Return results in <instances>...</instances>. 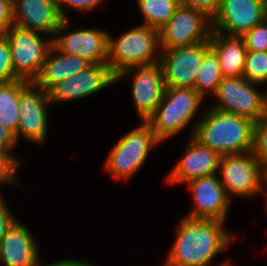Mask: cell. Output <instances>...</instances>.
Here are the masks:
<instances>
[{"mask_svg":"<svg viewBox=\"0 0 267 266\" xmlns=\"http://www.w3.org/2000/svg\"><path fill=\"white\" fill-rule=\"evenodd\" d=\"M224 225V221L183 216L163 266H210L236 240V234L228 232Z\"/></svg>","mask_w":267,"mask_h":266,"instance_id":"cell-1","label":"cell"},{"mask_svg":"<svg viewBox=\"0 0 267 266\" xmlns=\"http://www.w3.org/2000/svg\"><path fill=\"white\" fill-rule=\"evenodd\" d=\"M202 111L189 137L220 156L251 152L253 120L209 106Z\"/></svg>","mask_w":267,"mask_h":266,"instance_id":"cell-2","label":"cell"},{"mask_svg":"<svg viewBox=\"0 0 267 266\" xmlns=\"http://www.w3.org/2000/svg\"><path fill=\"white\" fill-rule=\"evenodd\" d=\"M160 52L159 30L141 24L117 38L109 34L107 64L116 77L128 68L159 62Z\"/></svg>","mask_w":267,"mask_h":266,"instance_id":"cell-3","label":"cell"},{"mask_svg":"<svg viewBox=\"0 0 267 266\" xmlns=\"http://www.w3.org/2000/svg\"><path fill=\"white\" fill-rule=\"evenodd\" d=\"M203 101L194 88L166 87L162 101L146 122L162 143L187 128Z\"/></svg>","mask_w":267,"mask_h":266,"instance_id":"cell-4","label":"cell"},{"mask_svg":"<svg viewBox=\"0 0 267 266\" xmlns=\"http://www.w3.org/2000/svg\"><path fill=\"white\" fill-rule=\"evenodd\" d=\"M157 144L161 142L151 126L146 121H141L113 146L104 163V170L111 173L114 179L128 180L138 172Z\"/></svg>","mask_w":267,"mask_h":266,"instance_id":"cell-5","label":"cell"},{"mask_svg":"<svg viewBox=\"0 0 267 266\" xmlns=\"http://www.w3.org/2000/svg\"><path fill=\"white\" fill-rule=\"evenodd\" d=\"M11 49L15 75L20 80L34 82L53 46V38L45 40L43 33L12 25L5 33Z\"/></svg>","mask_w":267,"mask_h":266,"instance_id":"cell-6","label":"cell"},{"mask_svg":"<svg viewBox=\"0 0 267 266\" xmlns=\"http://www.w3.org/2000/svg\"><path fill=\"white\" fill-rule=\"evenodd\" d=\"M256 86L243 76L223 77L213 94L218 102L209 107L259 121L267 112V89L263 93Z\"/></svg>","mask_w":267,"mask_h":266,"instance_id":"cell-7","label":"cell"},{"mask_svg":"<svg viewBox=\"0 0 267 266\" xmlns=\"http://www.w3.org/2000/svg\"><path fill=\"white\" fill-rule=\"evenodd\" d=\"M212 19L203 11L179 5L159 30L160 49L191 46L210 39Z\"/></svg>","mask_w":267,"mask_h":266,"instance_id":"cell-8","label":"cell"},{"mask_svg":"<svg viewBox=\"0 0 267 266\" xmlns=\"http://www.w3.org/2000/svg\"><path fill=\"white\" fill-rule=\"evenodd\" d=\"M218 174L231 199L262 195L261 164L251 152L221 156Z\"/></svg>","mask_w":267,"mask_h":266,"instance_id":"cell-9","label":"cell"},{"mask_svg":"<svg viewBox=\"0 0 267 266\" xmlns=\"http://www.w3.org/2000/svg\"><path fill=\"white\" fill-rule=\"evenodd\" d=\"M69 20L63 19L60 22L53 38V44L61 52L78 55L91 64L108 63L110 32L96 28L72 30L73 25Z\"/></svg>","mask_w":267,"mask_h":266,"instance_id":"cell-10","label":"cell"},{"mask_svg":"<svg viewBox=\"0 0 267 266\" xmlns=\"http://www.w3.org/2000/svg\"><path fill=\"white\" fill-rule=\"evenodd\" d=\"M210 50V39L191 46L161 50L159 63L165 86L194 88L203 58Z\"/></svg>","mask_w":267,"mask_h":266,"instance_id":"cell-11","label":"cell"},{"mask_svg":"<svg viewBox=\"0 0 267 266\" xmlns=\"http://www.w3.org/2000/svg\"><path fill=\"white\" fill-rule=\"evenodd\" d=\"M51 105L48 91L30 82L19 94V124L15 138L44 144L48 131V108Z\"/></svg>","mask_w":267,"mask_h":266,"instance_id":"cell-12","label":"cell"},{"mask_svg":"<svg viewBox=\"0 0 267 266\" xmlns=\"http://www.w3.org/2000/svg\"><path fill=\"white\" fill-rule=\"evenodd\" d=\"M131 75V94L135 110L141 121H146L160 104L165 91L162 67L159 62L123 70L115 83Z\"/></svg>","mask_w":267,"mask_h":266,"instance_id":"cell-13","label":"cell"},{"mask_svg":"<svg viewBox=\"0 0 267 266\" xmlns=\"http://www.w3.org/2000/svg\"><path fill=\"white\" fill-rule=\"evenodd\" d=\"M267 18V0H221L212 19L215 32L242 37Z\"/></svg>","mask_w":267,"mask_h":266,"instance_id":"cell-14","label":"cell"},{"mask_svg":"<svg viewBox=\"0 0 267 266\" xmlns=\"http://www.w3.org/2000/svg\"><path fill=\"white\" fill-rule=\"evenodd\" d=\"M218 176L217 173L186 183L193 196V207L184 217L226 222L232 199L228 196Z\"/></svg>","mask_w":267,"mask_h":266,"instance_id":"cell-15","label":"cell"},{"mask_svg":"<svg viewBox=\"0 0 267 266\" xmlns=\"http://www.w3.org/2000/svg\"><path fill=\"white\" fill-rule=\"evenodd\" d=\"M113 84H116L115 76L107 63L92 64L85 71L53 85L48 90L50 103L52 106L63 101L87 98Z\"/></svg>","mask_w":267,"mask_h":266,"instance_id":"cell-16","label":"cell"},{"mask_svg":"<svg viewBox=\"0 0 267 266\" xmlns=\"http://www.w3.org/2000/svg\"><path fill=\"white\" fill-rule=\"evenodd\" d=\"M183 157L165 179L167 184H186L204 176L217 174L221 156L207 146L199 143L193 136L188 137Z\"/></svg>","mask_w":267,"mask_h":266,"instance_id":"cell-17","label":"cell"},{"mask_svg":"<svg viewBox=\"0 0 267 266\" xmlns=\"http://www.w3.org/2000/svg\"><path fill=\"white\" fill-rule=\"evenodd\" d=\"M62 20L57 0H16L13 4V25L23 29L54 38Z\"/></svg>","mask_w":267,"mask_h":266,"instance_id":"cell-18","label":"cell"},{"mask_svg":"<svg viewBox=\"0 0 267 266\" xmlns=\"http://www.w3.org/2000/svg\"><path fill=\"white\" fill-rule=\"evenodd\" d=\"M17 220L0 241V266H34L40 254L31 229Z\"/></svg>","mask_w":267,"mask_h":266,"instance_id":"cell-19","label":"cell"},{"mask_svg":"<svg viewBox=\"0 0 267 266\" xmlns=\"http://www.w3.org/2000/svg\"><path fill=\"white\" fill-rule=\"evenodd\" d=\"M91 65L89 61L78 55L61 52L53 44L34 83L43 90L48 91L57 82L85 71Z\"/></svg>","mask_w":267,"mask_h":266,"instance_id":"cell-20","label":"cell"},{"mask_svg":"<svg viewBox=\"0 0 267 266\" xmlns=\"http://www.w3.org/2000/svg\"><path fill=\"white\" fill-rule=\"evenodd\" d=\"M210 46L219 59L223 77L243 75L247 48L242 37L212 31Z\"/></svg>","mask_w":267,"mask_h":266,"instance_id":"cell-21","label":"cell"},{"mask_svg":"<svg viewBox=\"0 0 267 266\" xmlns=\"http://www.w3.org/2000/svg\"><path fill=\"white\" fill-rule=\"evenodd\" d=\"M29 83L25 80L0 83V124L14 135L17 132L20 119L19 94Z\"/></svg>","mask_w":267,"mask_h":266,"instance_id":"cell-22","label":"cell"},{"mask_svg":"<svg viewBox=\"0 0 267 266\" xmlns=\"http://www.w3.org/2000/svg\"><path fill=\"white\" fill-rule=\"evenodd\" d=\"M143 23L146 26L160 30L175 13L179 6L170 0H136Z\"/></svg>","mask_w":267,"mask_h":266,"instance_id":"cell-23","label":"cell"},{"mask_svg":"<svg viewBox=\"0 0 267 266\" xmlns=\"http://www.w3.org/2000/svg\"><path fill=\"white\" fill-rule=\"evenodd\" d=\"M222 79L223 75L219 59L217 55L210 50L203 58L194 89L203 98L206 97L205 95H207V92L213 95Z\"/></svg>","mask_w":267,"mask_h":266,"instance_id":"cell-24","label":"cell"},{"mask_svg":"<svg viewBox=\"0 0 267 266\" xmlns=\"http://www.w3.org/2000/svg\"><path fill=\"white\" fill-rule=\"evenodd\" d=\"M248 81L263 85L267 83V52L247 50L243 75Z\"/></svg>","mask_w":267,"mask_h":266,"instance_id":"cell-25","label":"cell"},{"mask_svg":"<svg viewBox=\"0 0 267 266\" xmlns=\"http://www.w3.org/2000/svg\"><path fill=\"white\" fill-rule=\"evenodd\" d=\"M251 153L260 164L267 162V112L254 123Z\"/></svg>","mask_w":267,"mask_h":266,"instance_id":"cell-26","label":"cell"},{"mask_svg":"<svg viewBox=\"0 0 267 266\" xmlns=\"http://www.w3.org/2000/svg\"><path fill=\"white\" fill-rule=\"evenodd\" d=\"M22 160L9 151L0 149V186L17 184L18 171Z\"/></svg>","mask_w":267,"mask_h":266,"instance_id":"cell-27","label":"cell"},{"mask_svg":"<svg viewBox=\"0 0 267 266\" xmlns=\"http://www.w3.org/2000/svg\"><path fill=\"white\" fill-rule=\"evenodd\" d=\"M20 80L14 73L9 41L5 34L0 35V83Z\"/></svg>","mask_w":267,"mask_h":266,"instance_id":"cell-28","label":"cell"},{"mask_svg":"<svg viewBox=\"0 0 267 266\" xmlns=\"http://www.w3.org/2000/svg\"><path fill=\"white\" fill-rule=\"evenodd\" d=\"M242 38L247 50L267 52V18L246 32Z\"/></svg>","mask_w":267,"mask_h":266,"instance_id":"cell-29","label":"cell"},{"mask_svg":"<svg viewBox=\"0 0 267 266\" xmlns=\"http://www.w3.org/2000/svg\"><path fill=\"white\" fill-rule=\"evenodd\" d=\"M104 3L105 0H57L58 11L62 19H69L65 9H74V11L89 13L96 9L99 5Z\"/></svg>","mask_w":267,"mask_h":266,"instance_id":"cell-30","label":"cell"},{"mask_svg":"<svg viewBox=\"0 0 267 266\" xmlns=\"http://www.w3.org/2000/svg\"><path fill=\"white\" fill-rule=\"evenodd\" d=\"M221 0H180V5L203 11L211 19L218 13Z\"/></svg>","mask_w":267,"mask_h":266,"instance_id":"cell-31","label":"cell"},{"mask_svg":"<svg viewBox=\"0 0 267 266\" xmlns=\"http://www.w3.org/2000/svg\"><path fill=\"white\" fill-rule=\"evenodd\" d=\"M4 196L0 193V241L12 227V225L18 220L16 216L7 207V202L4 201Z\"/></svg>","mask_w":267,"mask_h":266,"instance_id":"cell-32","label":"cell"},{"mask_svg":"<svg viewBox=\"0 0 267 266\" xmlns=\"http://www.w3.org/2000/svg\"><path fill=\"white\" fill-rule=\"evenodd\" d=\"M13 25V5L5 0H0V35Z\"/></svg>","mask_w":267,"mask_h":266,"instance_id":"cell-33","label":"cell"},{"mask_svg":"<svg viewBox=\"0 0 267 266\" xmlns=\"http://www.w3.org/2000/svg\"><path fill=\"white\" fill-rule=\"evenodd\" d=\"M17 145L15 135L2 124H0V149L13 152V149Z\"/></svg>","mask_w":267,"mask_h":266,"instance_id":"cell-34","label":"cell"},{"mask_svg":"<svg viewBox=\"0 0 267 266\" xmlns=\"http://www.w3.org/2000/svg\"><path fill=\"white\" fill-rule=\"evenodd\" d=\"M80 261L81 260L75 258L74 259L66 258L62 260L59 259L58 261L56 260L55 262L42 264V262H40V257H39L34 266H76Z\"/></svg>","mask_w":267,"mask_h":266,"instance_id":"cell-35","label":"cell"},{"mask_svg":"<svg viewBox=\"0 0 267 266\" xmlns=\"http://www.w3.org/2000/svg\"><path fill=\"white\" fill-rule=\"evenodd\" d=\"M261 184H262V195H264L267 202V192L264 191L267 188V162L261 164Z\"/></svg>","mask_w":267,"mask_h":266,"instance_id":"cell-36","label":"cell"},{"mask_svg":"<svg viewBox=\"0 0 267 266\" xmlns=\"http://www.w3.org/2000/svg\"><path fill=\"white\" fill-rule=\"evenodd\" d=\"M76 266H94L93 264H91L90 260H81Z\"/></svg>","mask_w":267,"mask_h":266,"instance_id":"cell-37","label":"cell"},{"mask_svg":"<svg viewBox=\"0 0 267 266\" xmlns=\"http://www.w3.org/2000/svg\"><path fill=\"white\" fill-rule=\"evenodd\" d=\"M222 263V264H221ZM218 264V266H232V263L229 262V260H226L224 262H221ZM217 266V265H216Z\"/></svg>","mask_w":267,"mask_h":266,"instance_id":"cell-38","label":"cell"},{"mask_svg":"<svg viewBox=\"0 0 267 266\" xmlns=\"http://www.w3.org/2000/svg\"><path fill=\"white\" fill-rule=\"evenodd\" d=\"M7 2H10L12 5L16 2V0H5Z\"/></svg>","mask_w":267,"mask_h":266,"instance_id":"cell-39","label":"cell"},{"mask_svg":"<svg viewBox=\"0 0 267 266\" xmlns=\"http://www.w3.org/2000/svg\"><path fill=\"white\" fill-rule=\"evenodd\" d=\"M176 2L178 5H180V0H170Z\"/></svg>","mask_w":267,"mask_h":266,"instance_id":"cell-40","label":"cell"},{"mask_svg":"<svg viewBox=\"0 0 267 266\" xmlns=\"http://www.w3.org/2000/svg\"><path fill=\"white\" fill-rule=\"evenodd\" d=\"M265 208H266L265 209L266 210L265 212H267V202L266 201H265ZM266 215H267V213H266Z\"/></svg>","mask_w":267,"mask_h":266,"instance_id":"cell-41","label":"cell"}]
</instances>
